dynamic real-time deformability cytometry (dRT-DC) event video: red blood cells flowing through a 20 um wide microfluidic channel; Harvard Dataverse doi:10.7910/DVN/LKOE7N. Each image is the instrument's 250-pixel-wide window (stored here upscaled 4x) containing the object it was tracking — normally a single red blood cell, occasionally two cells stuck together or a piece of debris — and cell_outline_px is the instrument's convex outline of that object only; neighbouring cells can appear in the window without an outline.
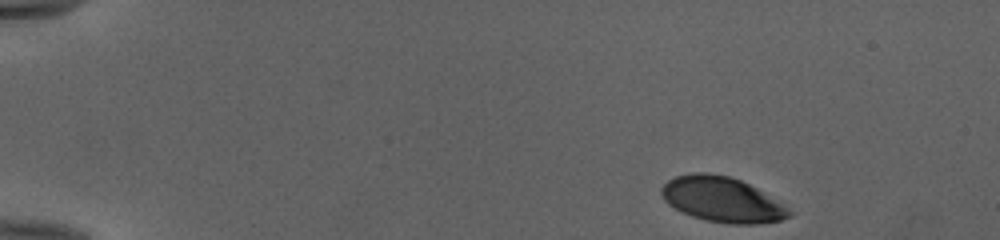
{"species": "human", "species_latin": "Homo sapiens", "temperature_condition": "cold", "stored_images_in_passage": 46, "camera_frame_rate_fps": 3000, "um_per_image_px": 0.085, "donor": {"sex": "female"}, "frame": {"image": 1, "passage_image": 1, "time_ms": 0.0, "image_size_px": [1000, 240], "cell_outline_px": [[792, 216], [780, 220], [760, 224], [728, 224], [704, 220], [692, 216], [668, 204], [664, 200], [660, 192], [660, 188], [668, 180], [676, 176], [692, 172], [704, 172], [728, 176], [740, 180], [756, 188], [792, 212]], "centroid_in_image_um": [61.33, 16.96], "position_along_channel_um": 23.7, "area_um2": 33.23}}
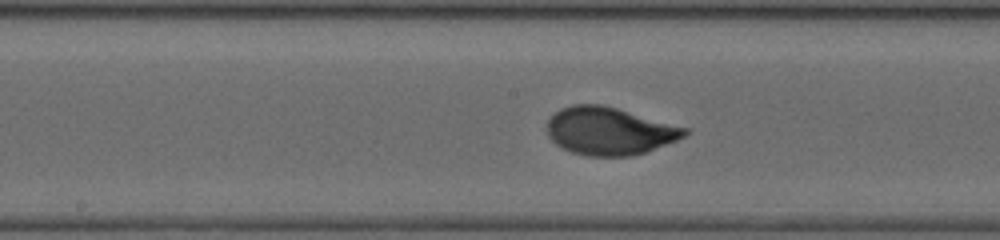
{"frame": {"image": 2, "passage_image": 23, "time_ms": 7.333, "image_size_px": [1000, 240], "cell_outline_px": [[692, 132], [676, 140], [644, 152], [632, 156], [588, 156], [572, 152], [556, 144], [548, 136], [548, 120], [560, 108], [572, 104], [600, 104], [616, 108], [692, 128]], "centroid_in_image_um": [51.84, 11.13], "position_along_channel_um": 196.4, "area_um2": 38.26}}
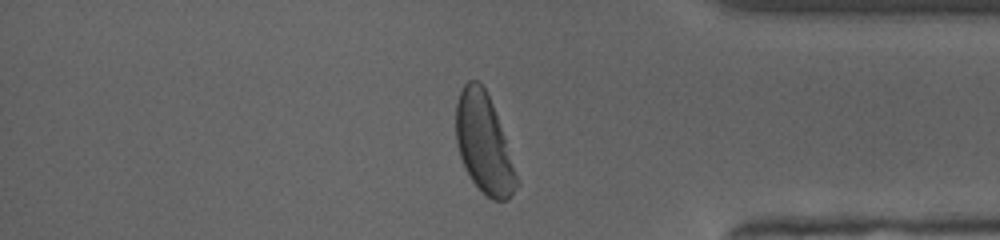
{"frame": {"image": 3, "passage_image": 39, "time_ms": 12.667, "image_size_px": [1000, 240], "cell_outline_px": [[520, 184], [508, 200], [492, 200], [472, 180], [460, 156], [456, 140], [456, 104], [460, 92], [464, 84], [468, 80], [480, 80], [492, 104], [504, 136], [520, 180]], "centroid_in_image_um": [41.15, 12.21], "position_along_channel_um": 394.1, "area_um2": 34.74}, "authors_computed_cell_mechanics": {"area_um2": 37.5122, "velocity_mm_per_s": 3.958, "shape_relaxation_time_tau1_ms": 2.6142, "shape_relaxation_time_tau2_ms": null, "deformation_change_tau1": 0.166, "deformation_change_tau2": null}}